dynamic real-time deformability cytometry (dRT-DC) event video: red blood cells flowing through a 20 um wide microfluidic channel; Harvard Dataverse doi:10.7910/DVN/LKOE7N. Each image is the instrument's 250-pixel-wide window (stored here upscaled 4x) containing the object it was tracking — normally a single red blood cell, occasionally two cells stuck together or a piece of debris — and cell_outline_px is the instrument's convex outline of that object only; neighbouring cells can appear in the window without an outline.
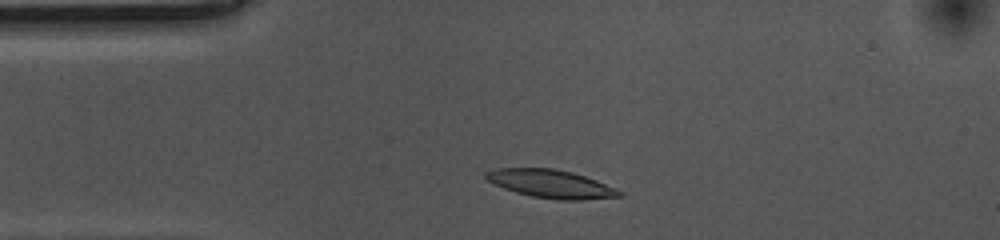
{"species": "common noctule bat (a hibernating species)", "species_latin": "Nyctalus noctula", "temperature_condition": "cold", "stored_images_in_passage": 36, "camera_frame_rate_fps": 3000, "um_per_image_px": 0.085, "animal": {"sex": "female", "body_mass_g": 10.0, "forearm_length_mm": 53.1}, "frame": {"image": 1, "passage_image": 4, "time_ms": 1.0, "image_size_px": [1000, 240], "cell_outline_px": [[624, 192], [620, 196], [584, 200], [560, 200], [532, 196], [516, 192], [504, 188], [488, 180], [484, 176], [484, 172], [492, 168], [552, 168], [572, 172], [596, 180], [616, 188]], "centroid_in_image_um": [46.82, 15.62], "position_along_channel_um": 38.2, "area_um2": 21.85}}
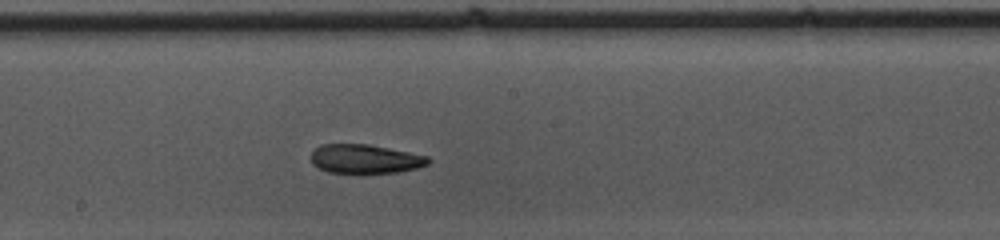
{"frame": {"image": 2, "passage_image": 21, "time_ms": 6.667, "image_size_px": [1000, 240], "cell_outline_px": [[432, 160], [428, 164], [416, 168], [396, 172], [328, 172], [312, 164], [312, 148], [320, 144], [368, 144], [428, 156]], "centroid_in_image_um": [31.02, 13.49], "position_along_channel_um": 217.2, "area_um2": 19.59}}
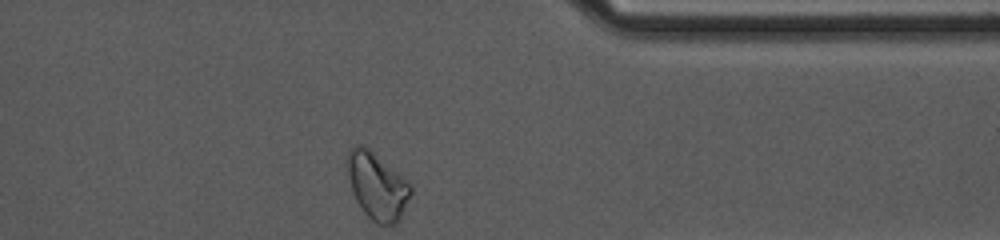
{"frame": {"image": 3, "passage_image": 36, "time_ms": 11.667, "image_size_px": [1000, 240], "cell_outline_px": [[412, 192], [396, 224], [376, 224], [364, 212], [356, 200], [352, 192], [344, 164], [344, 160], [348, 152], [356, 144], [360, 144], [368, 148], [408, 180], [412, 188]], "centroid_in_image_um": [32.01, 15.78], "position_along_channel_um": 379.4, "area_um2": 24.8}, "authors_computed_cell_mechanics": {"area_um2": 21.1259, "velocity_mm_per_s": 3.5111, "shape_relaxation_time_tau1_ms": null, "shape_relaxation_time_tau2_ms": 8.8121, "deformation_change_tau1": null, "deformation_change_tau2": 0.1676}}